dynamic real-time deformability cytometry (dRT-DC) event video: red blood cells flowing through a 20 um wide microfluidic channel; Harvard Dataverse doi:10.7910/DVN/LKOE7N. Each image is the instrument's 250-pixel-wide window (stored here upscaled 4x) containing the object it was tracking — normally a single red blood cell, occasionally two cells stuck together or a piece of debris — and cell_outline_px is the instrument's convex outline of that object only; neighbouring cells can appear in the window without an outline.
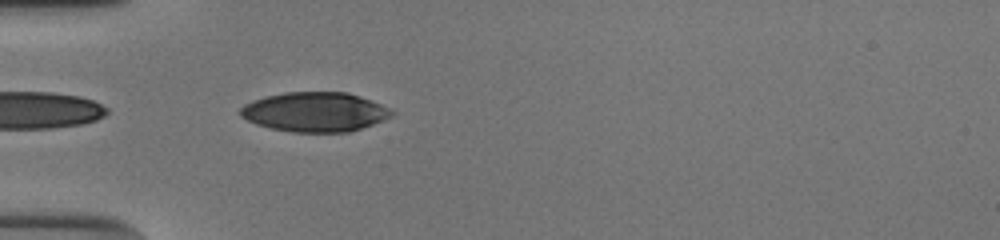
{"species": "human", "species_latin": "Homo sapiens", "temperature_condition": "cold", "stored_images_in_passage": 37, "camera_frame_rate_fps": 3000, "um_per_image_px": 0.085, "donor": {"sex": "male"}, "frame": {"image": 1, "passage_image": 1, "time_ms": 0.0, "image_size_px": [1000, 240], "cell_outline_px": [[396, 112], [392, 116], [372, 124], [348, 132], [292, 132], [272, 128], [256, 124], [240, 116], [240, 108], [244, 104], [252, 100], [284, 92], [348, 92], [372, 100]], "centroid_in_image_um": [26.76, 9.51], "position_along_channel_um": 58.2, "area_um2": 34.74}}
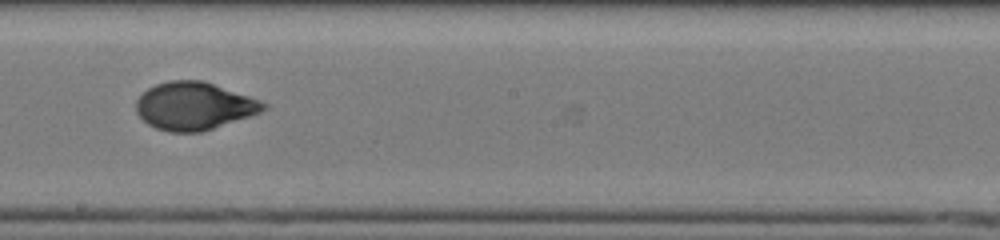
{"frame": {"image": 2, "passage_image": 15, "time_ms": 4.667, "image_size_px": [1000, 240], "cell_outline_px": [[268, 108], [260, 112], [200, 132], [168, 132], [156, 128], [148, 124], [136, 112], [136, 100], [148, 88], [156, 84], [168, 80], [204, 80], [260, 100], [268, 104]], "centroid_in_image_um": [16.48, 9.0], "position_along_channel_um": 231.7, "area_um2": 35.2}}
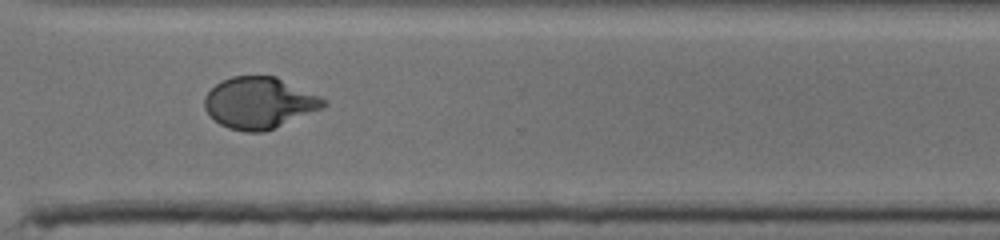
{"frame": {"image": 3, "passage_image": 24, "time_ms": 7.667, "image_size_px": [1000, 240], "cell_outline_px": [[328, 104], [324, 108], [264, 132], [244, 132], [228, 128], [220, 124], [204, 108], [204, 96], [220, 80], [232, 76], [276, 76], [320, 96], [328, 100]], "centroid_in_image_um": [22.06, 8.74], "position_along_channel_um": 348.5, "area_um2": 35.78}, "authors_computed_cell_mechanics": {"area_um2": 35.7204, "velocity_mm_per_s": 3.8899, "shape_relaxation_time_tau1_ms": 4.1165, "shape_relaxation_time_tau2_ms": 0.9188, "deformation_change_tau1": 0.1998, "deformation_change_tau2": 0.0478}}